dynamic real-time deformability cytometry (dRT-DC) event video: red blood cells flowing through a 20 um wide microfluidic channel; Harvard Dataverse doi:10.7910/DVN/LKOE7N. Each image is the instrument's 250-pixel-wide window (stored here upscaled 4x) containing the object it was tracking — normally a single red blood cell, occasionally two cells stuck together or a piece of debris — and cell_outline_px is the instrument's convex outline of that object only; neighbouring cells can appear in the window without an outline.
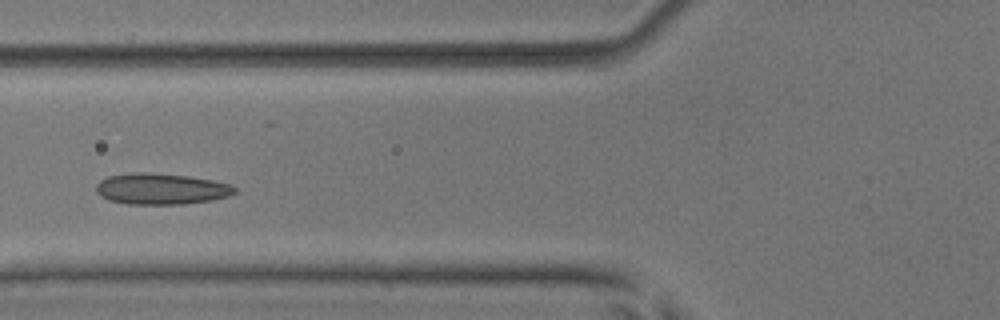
{"species": "common noctule bat (a hibernating species)", "species_latin": "Nyctalus noctula", "temperature_condition": "room temperature", "stored_images_in_passage": 5, "camera_frame_rate_fps": 3000, "um_per_image_px": 0.085, "animal": {"sex": "male", "body_mass_g": 17.9, "forearm_length_mm": 54.2}, "frame": {"image": 1, "passage_image": 5, "time_ms": 4.667, "image_size_px": [1000, 320], "cell_outline_px": [[236, 192], [228, 196], [212, 200], [184, 204], [128, 204], [108, 200], [100, 196], [96, 192], [96, 184], [100, 180], [108, 176], [136, 172], [144, 172], [188, 176], [212, 180], [232, 184], [236, 188]], "centroid_in_image_um": [13.69, 16.06], "position_along_channel_um": 112.1, "area_um2": 25.2}}